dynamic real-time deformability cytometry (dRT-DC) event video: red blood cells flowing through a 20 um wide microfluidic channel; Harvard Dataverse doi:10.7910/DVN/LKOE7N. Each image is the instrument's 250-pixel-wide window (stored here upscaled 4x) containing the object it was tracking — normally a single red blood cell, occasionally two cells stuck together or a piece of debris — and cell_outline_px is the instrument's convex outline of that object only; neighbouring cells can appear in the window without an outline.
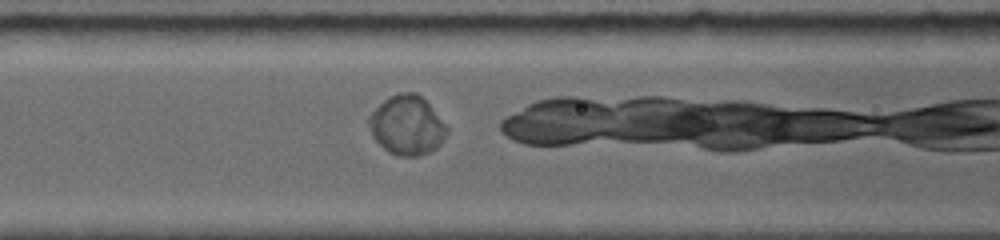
{"species": "common noctule bat (a hibernating species)", "species_latin": "Nyctalus noctula", "temperature_condition": "room temperature", "stored_images_in_passage": 6, "camera_frame_rate_fps": 5000, "um_per_image_px": 0.085, "animal": {"sex": "female", "body_mass_g": 19.0, "forearm_length_mm": 56.7}, "frame": {"image": 1, "passage_image": 3, "time_ms": 1.4, "image_size_px": [1000, 240], "cell_outline_px": [[448, 132], [440, 144], [436, 148], [428, 152], [416, 156], [396, 156], [388, 152], [372, 136], [368, 124], [368, 116], [384, 100], [400, 92], [416, 92], [428, 104], [448, 128]], "centroid_in_image_um": [34.57, 10.66], "position_along_channel_um": 132.0, "area_um2": 26.59}}
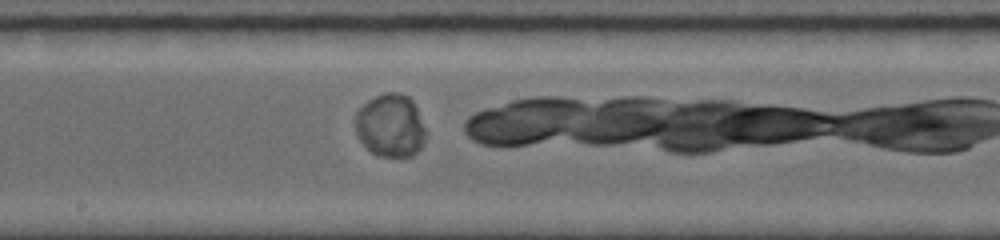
{"frame": {"image": 2, "passage_image": 6, "time_ms": 3.6, "image_size_px": [1000, 240], "cell_outline_px": [[424, 140], [420, 148], [412, 156], [380, 156], [372, 152], [360, 140], [356, 132], [356, 112], [368, 100], [384, 92], [400, 92], [408, 96], [412, 100], [416, 108], [424, 128]], "centroid_in_image_um": [33.18, 10.65], "position_along_channel_um": 215.0, "area_um2": 25.49}}